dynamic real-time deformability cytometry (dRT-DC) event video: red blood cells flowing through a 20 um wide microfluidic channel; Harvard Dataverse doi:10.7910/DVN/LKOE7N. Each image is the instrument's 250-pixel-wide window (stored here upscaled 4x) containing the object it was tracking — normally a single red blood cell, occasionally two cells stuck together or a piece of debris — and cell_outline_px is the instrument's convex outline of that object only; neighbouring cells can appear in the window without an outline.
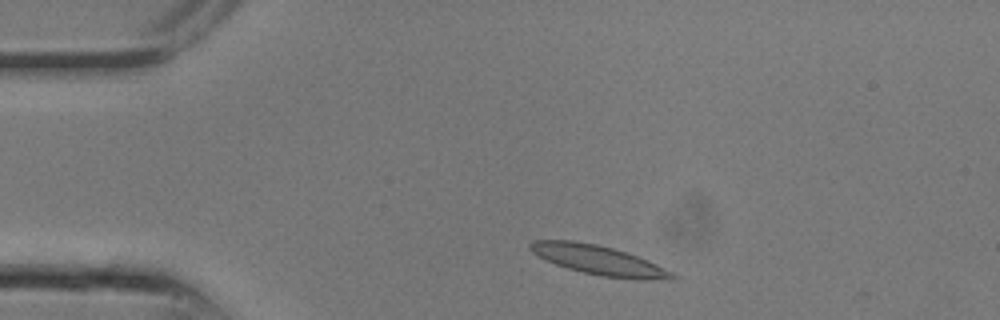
{"species": "common noctule bat (a hibernating species)", "species_latin": "Nyctalus noctula", "temperature_condition": "room temperature", "stored_images_in_passage": 6, "camera_frame_rate_fps": 3000, "um_per_image_px": 0.085, "animal": {"sex": "male", "body_mass_g": 13.3}, "frame": {"image": 1, "passage_image": 2, "time_ms": 0.333, "image_size_px": [1000, 320], "cell_outline_px": [[676, 280], [640, 280], [600, 276], [568, 268], [556, 264], [532, 252], [528, 248], [528, 244], [532, 240], [576, 240], [596, 244], [612, 248], [648, 260], [672, 272], [676, 276]], "centroid_in_image_um": [50.91, 22.12], "position_along_channel_um": 34.1, "area_um2": 24.28}}
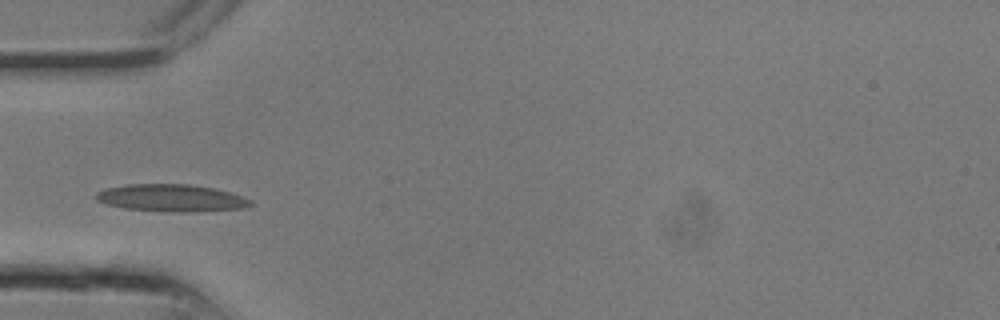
{"frame": {"image": 2, "passage_image": 5, "time_ms": 1.333, "image_size_px": [1000, 320], "cell_outline_px": [[252, 204], [244, 208], [196, 212], [176, 212], [124, 208], [108, 204], [96, 200], [96, 192], [108, 188], [128, 184], [188, 184], [216, 188], [252, 200]], "centroid_in_image_um": [14.59, 16.83], "position_along_channel_um": 70.4, "area_um2": 24.39}}